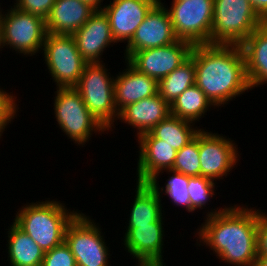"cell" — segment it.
<instances>
[{
    "instance_id": "cell-1",
    "label": "cell",
    "mask_w": 267,
    "mask_h": 266,
    "mask_svg": "<svg viewBox=\"0 0 267 266\" xmlns=\"http://www.w3.org/2000/svg\"><path fill=\"white\" fill-rule=\"evenodd\" d=\"M236 205L206 212L205 222L196 230L195 238L199 239L196 243L199 246H209L213 254L224 263L255 266L258 209L243 204L242 207Z\"/></svg>"
},
{
    "instance_id": "cell-2",
    "label": "cell",
    "mask_w": 267,
    "mask_h": 266,
    "mask_svg": "<svg viewBox=\"0 0 267 266\" xmlns=\"http://www.w3.org/2000/svg\"><path fill=\"white\" fill-rule=\"evenodd\" d=\"M190 55L194 59L195 84L215 107H224L251 90L240 45H193Z\"/></svg>"
},
{
    "instance_id": "cell-3",
    "label": "cell",
    "mask_w": 267,
    "mask_h": 266,
    "mask_svg": "<svg viewBox=\"0 0 267 266\" xmlns=\"http://www.w3.org/2000/svg\"><path fill=\"white\" fill-rule=\"evenodd\" d=\"M65 206L57 199L24 204L13 222L46 252L65 241L68 224L80 212Z\"/></svg>"
},
{
    "instance_id": "cell-4",
    "label": "cell",
    "mask_w": 267,
    "mask_h": 266,
    "mask_svg": "<svg viewBox=\"0 0 267 266\" xmlns=\"http://www.w3.org/2000/svg\"><path fill=\"white\" fill-rule=\"evenodd\" d=\"M263 23L249 0H214L211 44L241 45Z\"/></svg>"
},
{
    "instance_id": "cell-5",
    "label": "cell",
    "mask_w": 267,
    "mask_h": 266,
    "mask_svg": "<svg viewBox=\"0 0 267 266\" xmlns=\"http://www.w3.org/2000/svg\"><path fill=\"white\" fill-rule=\"evenodd\" d=\"M108 71L103 62L87 63L74 88L91 114L109 132L115 128L114 122H117L119 113L115 104V77Z\"/></svg>"
},
{
    "instance_id": "cell-6",
    "label": "cell",
    "mask_w": 267,
    "mask_h": 266,
    "mask_svg": "<svg viewBox=\"0 0 267 266\" xmlns=\"http://www.w3.org/2000/svg\"><path fill=\"white\" fill-rule=\"evenodd\" d=\"M54 97V115L59 128L74 144L83 145L95 133L108 130L97 121L86 107L80 93L74 88H57ZM94 132V133H93ZM90 138V139H89Z\"/></svg>"
},
{
    "instance_id": "cell-7",
    "label": "cell",
    "mask_w": 267,
    "mask_h": 266,
    "mask_svg": "<svg viewBox=\"0 0 267 266\" xmlns=\"http://www.w3.org/2000/svg\"><path fill=\"white\" fill-rule=\"evenodd\" d=\"M5 11L0 7V33L2 48L15 50L22 56H33L43 49L47 34L46 21L37 15L10 6Z\"/></svg>"
},
{
    "instance_id": "cell-8",
    "label": "cell",
    "mask_w": 267,
    "mask_h": 266,
    "mask_svg": "<svg viewBox=\"0 0 267 266\" xmlns=\"http://www.w3.org/2000/svg\"><path fill=\"white\" fill-rule=\"evenodd\" d=\"M43 57L57 88L75 87L87 61L81 56L71 35L47 33Z\"/></svg>"
},
{
    "instance_id": "cell-9",
    "label": "cell",
    "mask_w": 267,
    "mask_h": 266,
    "mask_svg": "<svg viewBox=\"0 0 267 266\" xmlns=\"http://www.w3.org/2000/svg\"><path fill=\"white\" fill-rule=\"evenodd\" d=\"M167 10L178 40L211 44L214 0H173Z\"/></svg>"
},
{
    "instance_id": "cell-10",
    "label": "cell",
    "mask_w": 267,
    "mask_h": 266,
    "mask_svg": "<svg viewBox=\"0 0 267 266\" xmlns=\"http://www.w3.org/2000/svg\"><path fill=\"white\" fill-rule=\"evenodd\" d=\"M101 230L99 224L82 212L68 224L65 242L70 247L77 266H111L108 265L110 250Z\"/></svg>"
},
{
    "instance_id": "cell-11",
    "label": "cell",
    "mask_w": 267,
    "mask_h": 266,
    "mask_svg": "<svg viewBox=\"0 0 267 266\" xmlns=\"http://www.w3.org/2000/svg\"><path fill=\"white\" fill-rule=\"evenodd\" d=\"M223 134L199 131V156L201 176L217 181L237 166L240 161L237 144ZM225 136V137H224Z\"/></svg>"
},
{
    "instance_id": "cell-12",
    "label": "cell",
    "mask_w": 267,
    "mask_h": 266,
    "mask_svg": "<svg viewBox=\"0 0 267 266\" xmlns=\"http://www.w3.org/2000/svg\"><path fill=\"white\" fill-rule=\"evenodd\" d=\"M192 47L191 43L177 39L166 46L136 51L126 61L138 72L159 81L190 57Z\"/></svg>"
},
{
    "instance_id": "cell-13",
    "label": "cell",
    "mask_w": 267,
    "mask_h": 266,
    "mask_svg": "<svg viewBox=\"0 0 267 266\" xmlns=\"http://www.w3.org/2000/svg\"><path fill=\"white\" fill-rule=\"evenodd\" d=\"M164 223L148 225H128L123 236L125 251L136 258V265L166 266L163 260ZM138 261V263H137Z\"/></svg>"
},
{
    "instance_id": "cell-14",
    "label": "cell",
    "mask_w": 267,
    "mask_h": 266,
    "mask_svg": "<svg viewBox=\"0 0 267 266\" xmlns=\"http://www.w3.org/2000/svg\"><path fill=\"white\" fill-rule=\"evenodd\" d=\"M163 4L159 0L136 29L133 38L126 44L125 60L136 51L166 46L177 40L169 12Z\"/></svg>"
},
{
    "instance_id": "cell-15",
    "label": "cell",
    "mask_w": 267,
    "mask_h": 266,
    "mask_svg": "<svg viewBox=\"0 0 267 266\" xmlns=\"http://www.w3.org/2000/svg\"><path fill=\"white\" fill-rule=\"evenodd\" d=\"M159 0H112L102 9L116 43H129L147 13Z\"/></svg>"
},
{
    "instance_id": "cell-16",
    "label": "cell",
    "mask_w": 267,
    "mask_h": 266,
    "mask_svg": "<svg viewBox=\"0 0 267 266\" xmlns=\"http://www.w3.org/2000/svg\"><path fill=\"white\" fill-rule=\"evenodd\" d=\"M72 37L87 63L103 62L102 53L110 45L113 46L116 43L111 33L108 17L103 10H95Z\"/></svg>"
},
{
    "instance_id": "cell-17",
    "label": "cell",
    "mask_w": 267,
    "mask_h": 266,
    "mask_svg": "<svg viewBox=\"0 0 267 266\" xmlns=\"http://www.w3.org/2000/svg\"><path fill=\"white\" fill-rule=\"evenodd\" d=\"M139 144L136 182H151L161 171L171 170L177 151L150 132L141 134Z\"/></svg>"
},
{
    "instance_id": "cell-18",
    "label": "cell",
    "mask_w": 267,
    "mask_h": 266,
    "mask_svg": "<svg viewBox=\"0 0 267 266\" xmlns=\"http://www.w3.org/2000/svg\"><path fill=\"white\" fill-rule=\"evenodd\" d=\"M126 69L114 79L115 104L118 113L125 107L158 93V81L138 72L125 60Z\"/></svg>"
},
{
    "instance_id": "cell-19",
    "label": "cell",
    "mask_w": 267,
    "mask_h": 266,
    "mask_svg": "<svg viewBox=\"0 0 267 266\" xmlns=\"http://www.w3.org/2000/svg\"><path fill=\"white\" fill-rule=\"evenodd\" d=\"M170 115V105L157 93L128 105L120 113L118 120L136 128L137 138L150 132L157 124Z\"/></svg>"
},
{
    "instance_id": "cell-20",
    "label": "cell",
    "mask_w": 267,
    "mask_h": 266,
    "mask_svg": "<svg viewBox=\"0 0 267 266\" xmlns=\"http://www.w3.org/2000/svg\"><path fill=\"white\" fill-rule=\"evenodd\" d=\"M95 11L81 0H55L46 21L47 33L73 35Z\"/></svg>"
},
{
    "instance_id": "cell-21",
    "label": "cell",
    "mask_w": 267,
    "mask_h": 266,
    "mask_svg": "<svg viewBox=\"0 0 267 266\" xmlns=\"http://www.w3.org/2000/svg\"><path fill=\"white\" fill-rule=\"evenodd\" d=\"M251 90L267 83V22L259 26L241 45Z\"/></svg>"
},
{
    "instance_id": "cell-22",
    "label": "cell",
    "mask_w": 267,
    "mask_h": 266,
    "mask_svg": "<svg viewBox=\"0 0 267 266\" xmlns=\"http://www.w3.org/2000/svg\"><path fill=\"white\" fill-rule=\"evenodd\" d=\"M135 192L127 224L148 225L164 222L162 199L155 187L150 182H136Z\"/></svg>"
},
{
    "instance_id": "cell-23",
    "label": "cell",
    "mask_w": 267,
    "mask_h": 266,
    "mask_svg": "<svg viewBox=\"0 0 267 266\" xmlns=\"http://www.w3.org/2000/svg\"><path fill=\"white\" fill-rule=\"evenodd\" d=\"M7 253L10 266H41L45 251L14 222L8 226Z\"/></svg>"
},
{
    "instance_id": "cell-24",
    "label": "cell",
    "mask_w": 267,
    "mask_h": 266,
    "mask_svg": "<svg viewBox=\"0 0 267 266\" xmlns=\"http://www.w3.org/2000/svg\"><path fill=\"white\" fill-rule=\"evenodd\" d=\"M211 107L216 108L204 92L195 84L187 88L170 104V115L195 124L205 117V113L210 111Z\"/></svg>"
},
{
    "instance_id": "cell-25",
    "label": "cell",
    "mask_w": 267,
    "mask_h": 266,
    "mask_svg": "<svg viewBox=\"0 0 267 266\" xmlns=\"http://www.w3.org/2000/svg\"><path fill=\"white\" fill-rule=\"evenodd\" d=\"M194 125L192 122L169 115L165 120L157 124L150 133L178 151L192 141L201 130L197 126L194 127Z\"/></svg>"
},
{
    "instance_id": "cell-26",
    "label": "cell",
    "mask_w": 267,
    "mask_h": 266,
    "mask_svg": "<svg viewBox=\"0 0 267 266\" xmlns=\"http://www.w3.org/2000/svg\"><path fill=\"white\" fill-rule=\"evenodd\" d=\"M194 59L190 57L173 72L158 81V93L170 105L187 88L195 85Z\"/></svg>"
},
{
    "instance_id": "cell-27",
    "label": "cell",
    "mask_w": 267,
    "mask_h": 266,
    "mask_svg": "<svg viewBox=\"0 0 267 266\" xmlns=\"http://www.w3.org/2000/svg\"><path fill=\"white\" fill-rule=\"evenodd\" d=\"M167 171V172H166ZM163 172L167 174H171L167 179V183L165 182V187H161L159 185V175ZM158 179V180H157ZM188 182L189 176H186L182 173L175 172L173 170H164L161 171L150 183L155 187L159 195L162 197V194L167 195L169 199L176 207L183 206L187 212H194L195 210L191 207V202L189 199L188 193ZM159 185V186H158Z\"/></svg>"
},
{
    "instance_id": "cell-28",
    "label": "cell",
    "mask_w": 267,
    "mask_h": 266,
    "mask_svg": "<svg viewBox=\"0 0 267 266\" xmlns=\"http://www.w3.org/2000/svg\"><path fill=\"white\" fill-rule=\"evenodd\" d=\"M171 170L189 177L201 176L199 132L192 141L177 151Z\"/></svg>"
},
{
    "instance_id": "cell-29",
    "label": "cell",
    "mask_w": 267,
    "mask_h": 266,
    "mask_svg": "<svg viewBox=\"0 0 267 266\" xmlns=\"http://www.w3.org/2000/svg\"><path fill=\"white\" fill-rule=\"evenodd\" d=\"M215 183L217 184V182L203 176L189 177L188 193L191 207L194 210H198V208L202 210L205 209L206 205H209L208 202H211L210 199L216 193Z\"/></svg>"
},
{
    "instance_id": "cell-30",
    "label": "cell",
    "mask_w": 267,
    "mask_h": 266,
    "mask_svg": "<svg viewBox=\"0 0 267 266\" xmlns=\"http://www.w3.org/2000/svg\"><path fill=\"white\" fill-rule=\"evenodd\" d=\"M41 266H77L70 247L64 241L59 246L46 251Z\"/></svg>"
},
{
    "instance_id": "cell-31",
    "label": "cell",
    "mask_w": 267,
    "mask_h": 266,
    "mask_svg": "<svg viewBox=\"0 0 267 266\" xmlns=\"http://www.w3.org/2000/svg\"><path fill=\"white\" fill-rule=\"evenodd\" d=\"M17 97L0 88V140L8 124L17 116Z\"/></svg>"
},
{
    "instance_id": "cell-32",
    "label": "cell",
    "mask_w": 267,
    "mask_h": 266,
    "mask_svg": "<svg viewBox=\"0 0 267 266\" xmlns=\"http://www.w3.org/2000/svg\"><path fill=\"white\" fill-rule=\"evenodd\" d=\"M54 3L55 0H15L13 6L20 11L37 15L46 20Z\"/></svg>"
},
{
    "instance_id": "cell-33",
    "label": "cell",
    "mask_w": 267,
    "mask_h": 266,
    "mask_svg": "<svg viewBox=\"0 0 267 266\" xmlns=\"http://www.w3.org/2000/svg\"><path fill=\"white\" fill-rule=\"evenodd\" d=\"M258 209V226L256 232L257 255H267V213Z\"/></svg>"
},
{
    "instance_id": "cell-34",
    "label": "cell",
    "mask_w": 267,
    "mask_h": 266,
    "mask_svg": "<svg viewBox=\"0 0 267 266\" xmlns=\"http://www.w3.org/2000/svg\"><path fill=\"white\" fill-rule=\"evenodd\" d=\"M259 17L267 22V0H249Z\"/></svg>"
},
{
    "instance_id": "cell-35",
    "label": "cell",
    "mask_w": 267,
    "mask_h": 266,
    "mask_svg": "<svg viewBox=\"0 0 267 266\" xmlns=\"http://www.w3.org/2000/svg\"><path fill=\"white\" fill-rule=\"evenodd\" d=\"M82 2L88 3L95 10H102L104 8L103 0H81Z\"/></svg>"
},
{
    "instance_id": "cell-36",
    "label": "cell",
    "mask_w": 267,
    "mask_h": 266,
    "mask_svg": "<svg viewBox=\"0 0 267 266\" xmlns=\"http://www.w3.org/2000/svg\"><path fill=\"white\" fill-rule=\"evenodd\" d=\"M255 266H267V255H257Z\"/></svg>"
},
{
    "instance_id": "cell-37",
    "label": "cell",
    "mask_w": 267,
    "mask_h": 266,
    "mask_svg": "<svg viewBox=\"0 0 267 266\" xmlns=\"http://www.w3.org/2000/svg\"><path fill=\"white\" fill-rule=\"evenodd\" d=\"M2 48V45H1V33H0V49Z\"/></svg>"
}]
</instances>
